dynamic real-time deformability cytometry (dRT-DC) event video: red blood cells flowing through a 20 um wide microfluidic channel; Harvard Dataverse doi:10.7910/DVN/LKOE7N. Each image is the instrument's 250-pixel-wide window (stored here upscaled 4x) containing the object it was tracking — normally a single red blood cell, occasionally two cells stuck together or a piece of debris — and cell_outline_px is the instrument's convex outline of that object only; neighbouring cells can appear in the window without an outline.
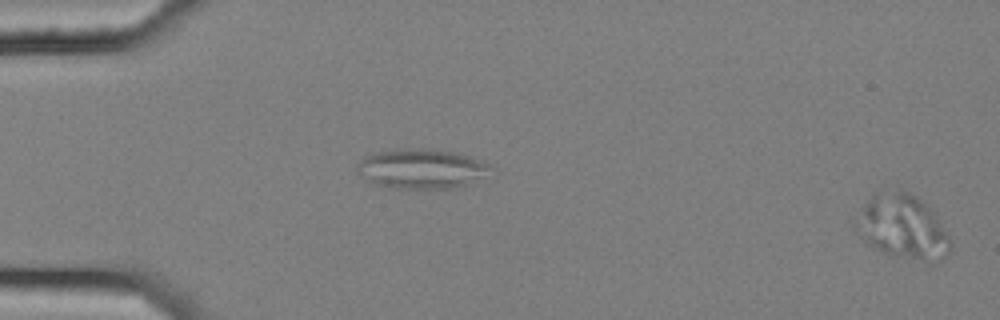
{"species": "common noctule bat (a hibernating species)", "species_latin": "Nyctalus noctula", "temperature_condition": "cold", "stored_images_in_passage": 4, "segment_of_instrument_passage": [2, 2], "camera_frame_rate_fps": 3000, "um_per_image_px": 0.085, "animal": {"sex": "female", "body_mass_g": 25.1}, "frame": {"image": 1, "passage_image": 4, "time_ms": 1.0, "image_size_px": [1000, 320], "cell_outline_px": [[952, 248], [936, 264], [932, 264], [892, 256], [868, 244], [856, 232], [852, 224], [852, 220], [868, 200], [876, 192], [908, 192], [916, 196], [932, 212], [948, 236], [952, 244]], "centroid_in_image_um": [76.68, 19.35], "position_along_channel_um": 8.3, "area_um2": 35.32}}